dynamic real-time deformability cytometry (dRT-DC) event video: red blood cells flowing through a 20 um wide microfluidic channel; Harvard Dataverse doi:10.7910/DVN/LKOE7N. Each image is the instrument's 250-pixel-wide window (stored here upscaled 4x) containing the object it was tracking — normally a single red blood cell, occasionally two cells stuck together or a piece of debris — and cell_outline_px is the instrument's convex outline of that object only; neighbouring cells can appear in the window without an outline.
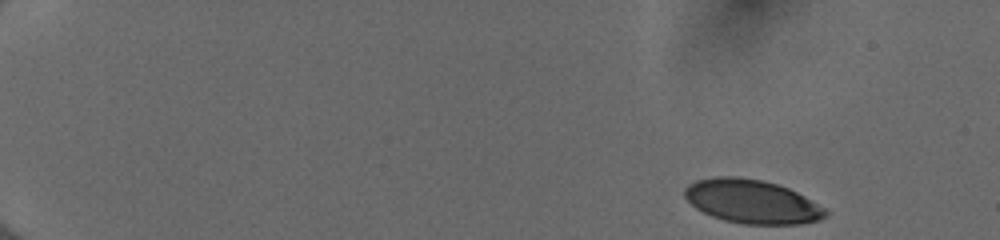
{"species": "human", "species_latin": "Homo sapiens", "temperature_condition": "cold", "stored_images_in_passage": 48, "camera_frame_rate_fps": 3000, "um_per_image_px": 0.085, "donor": {"sex": "female"}, "frame": {"image": 1, "passage_image": 1, "time_ms": 0.0, "image_size_px": [1000, 240], "cell_outline_px": [[828, 216], [820, 220], [800, 224], [744, 224], [724, 220], [712, 216], [696, 208], [684, 196], [684, 188], [688, 184], [696, 180], [716, 176], [736, 176], [760, 180], [776, 184], [788, 188], [804, 196], [824, 208], [828, 212]], "centroid_in_image_um": [63.9, 17.13], "position_along_channel_um": 21.1, "area_um2": 35.78}}
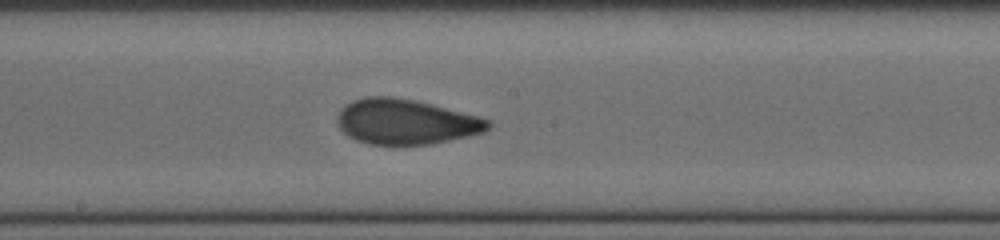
{"frame": {"image": 2, "passage_image": 27, "time_ms": 8.667, "image_size_px": [1000, 240], "cell_outline_px": [[492, 124], [484, 132], [468, 136], [432, 144], [368, 144], [356, 140], [348, 136], [340, 128], [336, 120], [336, 116], [340, 108], [344, 104], [352, 100], [364, 96], [392, 96], [416, 100], [480, 116], [492, 120]], "centroid_in_image_um": [34.48, 10.33], "position_along_channel_um": 213.7, "area_um2": 40.11}}
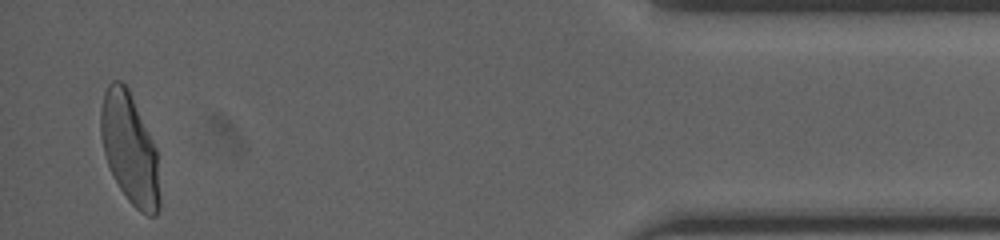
{"frame": {"image": 3, "passage_image": 47, "time_ms": 15.333, "image_size_px": [1000, 240], "cell_outline_px": [[160, 208], [156, 216], [148, 216], [140, 212], [128, 200], [120, 188], [108, 164], [104, 152], [100, 132], [100, 112], [104, 92], [108, 84], [112, 80], [120, 80], [128, 88], [156, 148], [160, 196]], "centroid_in_image_um": [11.03, 12.66], "position_along_channel_um": 424.2, "area_um2": 37.8}, "authors_computed_cell_mechanics": {"area_um2": 38.8416, "velocity_mm_per_s": 4.0044, "shape_relaxation_time_tau1_ms": 3.8015, "shape_relaxation_time_tau2_ms": 0.8885, "deformation_change_tau1": 0.1694, "deformation_change_tau2": 0.0645}}